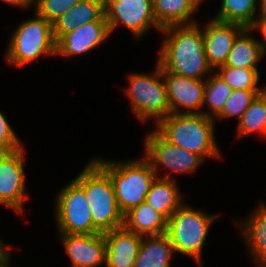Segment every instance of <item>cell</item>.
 Here are the masks:
<instances>
[{
    "label": "cell",
    "mask_w": 266,
    "mask_h": 267,
    "mask_svg": "<svg viewBox=\"0 0 266 267\" xmlns=\"http://www.w3.org/2000/svg\"><path fill=\"white\" fill-rule=\"evenodd\" d=\"M198 23L170 25L162 28L165 35L157 63L166 71L188 78L205 80L213 69L207 62L203 32Z\"/></svg>",
    "instance_id": "1"
},
{
    "label": "cell",
    "mask_w": 266,
    "mask_h": 267,
    "mask_svg": "<svg viewBox=\"0 0 266 267\" xmlns=\"http://www.w3.org/2000/svg\"><path fill=\"white\" fill-rule=\"evenodd\" d=\"M167 141L206 158H220L216 143L215 120L201 114L170 113L155 128Z\"/></svg>",
    "instance_id": "2"
},
{
    "label": "cell",
    "mask_w": 266,
    "mask_h": 267,
    "mask_svg": "<svg viewBox=\"0 0 266 267\" xmlns=\"http://www.w3.org/2000/svg\"><path fill=\"white\" fill-rule=\"evenodd\" d=\"M74 181L85 191L93 226L100 233L123 226L124 215L118 207L110 176L93 159Z\"/></svg>",
    "instance_id": "3"
},
{
    "label": "cell",
    "mask_w": 266,
    "mask_h": 267,
    "mask_svg": "<svg viewBox=\"0 0 266 267\" xmlns=\"http://www.w3.org/2000/svg\"><path fill=\"white\" fill-rule=\"evenodd\" d=\"M92 159L110 176L117 204L123 215L145 201L157 177L150 161L145 156L141 160L124 163L101 157Z\"/></svg>",
    "instance_id": "4"
},
{
    "label": "cell",
    "mask_w": 266,
    "mask_h": 267,
    "mask_svg": "<svg viewBox=\"0 0 266 267\" xmlns=\"http://www.w3.org/2000/svg\"><path fill=\"white\" fill-rule=\"evenodd\" d=\"M221 214H207L183 203L168 219L166 234L175 252L193 258L202 266V250L210 227Z\"/></svg>",
    "instance_id": "5"
},
{
    "label": "cell",
    "mask_w": 266,
    "mask_h": 267,
    "mask_svg": "<svg viewBox=\"0 0 266 267\" xmlns=\"http://www.w3.org/2000/svg\"><path fill=\"white\" fill-rule=\"evenodd\" d=\"M153 73H130L125 93L131 110L141 123L154 119L157 124L170 114L162 67L157 63Z\"/></svg>",
    "instance_id": "6"
},
{
    "label": "cell",
    "mask_w": 266,
    "mask_h": 267,
    "mask_svg": "<svg viewBox=\"0 0 266 267\" xmlns=\"http://www.w3.org/2000/svg\"><path fill=\"white\" fill-rule=\"evenodd\" d=\"M34 16L23 21L9 39L6 60L11 66H24L40 56L56 54L52 24L36 12Z\"/></svg>",
    "instance_id": "7"
},
{
    "label": "cell",
    "mask_w": 266,
    "mask_h": 267,
    "mask_svg": "<svg viewBox=\"0 0 266 267\" xmlns=\"http://www.w3.org/2000/svg\"><path fill=\"white\" fill-rule=\"evenodd\" d=\"M55 218L60 233H100L94 226L85 191L72 180L55 198Z\"/></svg>",
    "instance_id": "8"
},
{
    "label": "cell",
    "mask_w": 266,
    "mask_h": 267,
    "mask_svg": "<svg viewBox=\"0 0 266 267\" xmlns=\"http://www.w3.org/2000/svg\"><path fill=\"white\" fill-rule=\"evenodd\" d=\"M104 11L111 34L121 25L138 40L152 26L159 33L162 30L155 20L153 0H104Z\"/></svg>",
    "instance_id": "9"
},
{
    "label": "cell",
    "mask_w": 266,
    "mask_h": 267,
    "mask_svg": "<svg viewBox=\"0 0 266 267\" xmlns=\"http://www.w3.org/2000/svg\"><path fill=\"white\" fill-rule=\"evenodd\" d=\"M144 152V156L150 161L157 177L161 167L167 169L168 172L191 174L204 161L199 155L171 144L156 129L146 135Z\"/></svg>",
    "instance_id": "10"
},
{
    "label": "cell",
    "mask_w": 266,
    "mask_h": 267,
    "mask_svg": "<svg viewBox=\"0 0 266 267\" xmlns=\"http://www.w3.org/2000/svg\"><path fill=\"white\" fill-rule=\"evenodd\" d=\"M24 154V146L0 154V204L17 213L24 211L23 203L29 199L26 193Z\"/></svg>",
    "instance_id": "11"
},
{
    "label": "cell",
    "mask_w": 266,
    "mask_h": 267,
    "mask_svg": "<svg viewBox=\"0 0 266 267\" xmlns=\"http://www.w3.org/2000/svg\"><path fill=\"white\" fill-rule=\"evenodd\" d=\"M162 74L166 85L170 113L201 114L205 80L180 76L163 68Z\"/></svg>",
    "instance_id": "12"
},
{
    "label": "cell",
    "mask_w": 266,
    "mask_h": 267,
    "mask_svg": "<svg viewBox=\"0 0 266 267\" xmlns=\"http://www.w3.org/2000/svg\"><path fill=\"white\" fill-rule=\"evenodd\" d=\"M201 28L206 59L214 72L218 67L225 65L237 36L245 28L239 24L221 22L213 18Z\"/></svg>",
    "instance_id": "13"
},
{
    "label": "cell",
    "mask_w": 266,
    "mask_h": 267,
    "mask_svg": "<svg viewBox=\"0 0 266 267\" xmlns=\"http://www.w3.org/2000/svg\"><path fill=\"white\" fill-rule=\"evenodd\" d=\"M71 267L105 266L106 240L103 233H60Z\"/></svg>",
    "instance_id": "14"
},
{
    "label": "cell",
    "mask_w": 266,
    "mask_h": 267,
    "mask_svg": "<svg viewBox=\"0 0 266 267\" xmlns=\"http://www.w3.org/2000/svg\"><path fill=\"white\" fill-rule=\"evenodd\" d=\"M106 20H96L82 24L75 30L63 35L56 42V56L73 57L88 53L97 48L110 35Z\"/></svg>",
    "instance_id": "15"
},
{
    "label": "cell",
    "mask_w": 266,
    "mask_h": 267,
    "mask_svg": "<svg viewBox=\"0 0 266 267\" xmlns=\"http://www.w3.org/2000/svg\"><path fill=\"white\" fill-rule=\"evenodd\" d=\"M105 267H134L143 236L124 226L104 233Z\"/></svg>",
    "instance_id": "16"
},
{
    "label": "cell",
    "mask_w": 266,
    "mask_h": 267,
    "mask_svg": "<svg viewBox=\"0 0 266 267\" xmlns=\"http://www.w3.org/2000/svg\"><path fill=\"white\" fill-rule=\"evenodd\" d=\"M96 20H106L104 0H80L52 23L55 42L82 24Z\"/></svg>",
    "instance_id": "17"
},
{
    "label": "cell",
    "mask_w": 266,
    "mask_h": 267,
    "mask_svg": "<svg viewBox=\"0 0 266 267\" xmlns=\"http://www.w3.org/2000/svg\"><path fill=\"white\" fill-rule=\"evenodd\" d=\"M238 226L252 261L258 267H266V210L259 204L244 221L238 222Z\"/></svg>",
    "instance_id": "18"
},
{
    "label": "cell",
    "mask_w": 266,
    "mask_h": 267,
    "mask_svg": "<svg viewBox=\"0 0 266 267\" xmlns=\"http://www.w3.org/2000/svg\"><path fill=\"white\" fill-rule=\"evenodd\" d=\"M170 175L156 177L145 197V202L167 219L184 203L177 181Z\"/></svg>",
    "instance_id": "19"
},
{
    "label": "cell",
    "mask_w": 266,
    "mask_h": 267,
    "mask_svg": "<svg viewBox=\"0 0 266 267\" xmlns=\"http://www.w3.org/2000/svg\"><path fill=\"white\" fill-rule=\"evenodd\" d=\"M253 31V28H245L237 36L225 62L226 66L259 69L258 63L265 57L264 40L254 38Z\"/></svg>",
    "instance_id": "20"
},
{
    "label": "cell",
    "mask_w": 266,
    "mask_h": 267,
    "mask_svg": "<svg viewBox=\"0 0 266 267\" xmlns=\"http://www.w3.org/2000/svg\"><path fill=\"white\" fill-rule=\"evenodd\" d=\"M168 219L145 201L124 215L123 226L141 236L160 235L167 232Z\"/></svg>",
    "instance_id": "21"
},
{
    "label": "cell",
    "mask_w": 266,
    "mask_h": 267,
    "mask_svg": "<svg viewBox=\"0 0 266 267\" xmlns=\"http://www.w3.org/2000/svg\"><path fill=\"white\" fill-rule=\"evenodd\" d=\"M204 0H153L155 20L161 28L197 23L191 16ZM191 17V18H190Z\"/></svg>",
    "instance_id": "22"
},
{
    "label": "cell",
    "mask_w": 266,
    "mask_h": 267,
    "mask_svg": "<svg viewBox=\"0 0 266 267\" xmlns=\"http://www.w3.org/2000/svg\"><path fill=\"white\" fill-rule=\"evenodd\" d=\"M175 253L166 233L143 236L134 267H170Z\"/></svg>",
    "instance_id": "23"
},
{
    "label": "cell",
    "mask_w": 266,
    "mask_h": 267,
    "mask_svg": "<svg viewBox=\"0 0 266 267\" xmlns=\"http://www.w3.org/2000/svg\"><path fill=\"white\" fill-rule=\"evenodd\" d=\"M221 6L213 19L253 28L259 11V0H221ZM258 5V6H257ZM258 7V9H257Z\"/></svg>",
    "instance_id": "24"
},
{
    "label": "cell",
    "mask_w": 266,
    "mask_h": 267,
    "mask_svg": "<svg viewBox=\"0 0 266 267\" xmlns=\"http://www.w3.org/2000/svg\"><path fill=\"white\" fill-rule=\"evenodd\" d=\"M237 126V138L253 133L266 136V89L251 102L238 120Z\"/></svg>",
    "instance_id": "25"
},
{
    "label": "cell",
    "mask_w": 266,
    "mask_h": 267,
    "mask_svg": "<svg viewBox=\"0 0 266 267\" xmlns=\"http://www.w3.org/2000/svg\"><path fill=\"white\" fill-rule=\"evenodd\" d=\"M205 79L203 109L206 105V111H202V114L215 118L224 107V104L228 100V97L232 94L233 88L229 86L215 71L211 73Z\"/></svg>",
    "instance_id": "26"
},
{
    "label": "cell",
    "mask_w": 266,
    "mask_h": 267,
    "mask_svg": "<svg viewBox=\"0 0 266 267\" xmlns=\"http://www.w3.org/2000/svg\"><path fill=\"white\" fill-rule=\"evenodd\" d=\"M215 72L220 76L233 90L237 89H266V86L258 87L260 72L255 69L237 68L231 66H220Z\"/></svg>",
    "instance_id": "27"
},
{
    "label": "cell",
    "mask_w": 266,
    "mask_h": 267,
    "mask_svg": "<svg viewBox=\"0 0 266 267\" xmlns=\"http://www.w3.org/2000/svg\"><path fill=\"white\" fill-rule=\"evenodd\" d=\"M265 89H237L233 90L232 94L224 104L223 110L214 118V120H223V118H236L239 120L244 111L249 107L256 96L262 93Z\"/></svg>",
    "instance_id": "28"
},
{
    "label": "cell",
    "mask_w": 266,
    "mask_h": 267,
    "mask_svg": "<svg viewBox=\"0 0 266 267\" xmlns=\"http://www.w3.org/2000/svg\"><path fill=\"white\" fill-rule=\"evenodd\" d=\"M80 0H33L35 12L51 24Z\"/></svg>",
    "instance_id": "29"
},
{
    "label": "cell",
    "mask_w": 266,
    "mask_h": 267,
    "mask_svg": "<svg viewBox=\"0 0 266 267\" xmlns=\"http://www.w3.org/2000/svg\"><path fill=\"white\" fill-rule=\"evenodd\" d=\"M17 133L0 111V154L9 153L21 148L23 145Z\"/></svg>",
    "instance_id": "30"
},
{
    "label": "cell",
    "mask_w": 266,
    "mask_h": 267,
    "mask_svg": "<svg viewBox=\"0 0 266 267\" xmlns=\"http://www.w3.org/2000/svg\"><path fill=\"white\" fill-rule=\"evenodd\" d=\"M253 29L257 32L260 30L261 36L266 33V5H259L258 18Z\"/></svg>",
    "instance_id": "31"
},
{
    "label": "cell",
    "mask_w": 266,
    "mask_h": 267,
    "mask_svg": "<svg viewBox=\"0 0 266 267\" xmlns=\"http://www.w3.org/2000/svg\"><path fill=\"white\" fill-rule=\"evenodd\" d=\"M9 246H7L2 240H0V267L5 266L12 257L10 255Z\"/></svg>",
    "instance_id": "32"
},
{
    "label": "cell",
    "mask_w": 266,
    "mask_h": 267,
    "mask_svg": "<svg viewBox=\"0 0 266 267\" xmlns=\"http://www.w3.org/2000/svg\"><path fill=\"white\" fill-rule=\"evenodd\" d=\"M4 3L6 2L9 5L20 8H28L33 5V0H1ZM31 5V6H30Z\"/></svg>",
    "instance_id": "33"
},
{
    "label": "cell",
    "mask_w": 266,
    "mask_h": 267,
    "mask_svg": "<svg viewBox=\"0 0 266 267\" xmlns=\"http://www.w3.org/2000/svg\"><path fill=\"white\" fill-rule=\"evenodd\" d=\"M261 37L264 40V49H265V55H266V33L263 36H261Z\"/></svg>",
    "instance_id": "34"
},
{
    "label": "cell",
    "mask_w": 266,
    "mask_h": 267,
    "mask_svg": "<svg viewBox=\"0 0 266 267\" xmlns=\"http://www.w3.org/2000/svg\"><path fill=\"white\" fill-rule=\"evenodd\" d=\"M259 5H266V0H259Z\"/></svg>",
    "instance_id": "35"
},
{
    "label": "cell",
    "mask_w": 266,
    "mask_h": 267,
    "mask_svg": "<svg viewBox=\"0 0 266 267\" xmlns=\"http://www.w3.org/2000/svg\"><path fill=\"white\" fill-rule=\"evenodd\" d=\"M260 205L266 210V204L261 202Z\"/></svg>",
    "instance_id": "36"
},
{
    "label": "cell",
    "mask_w": 266,
    "mask_h": 267,
    "mask_svg": "<svg viewBox=\"0 0 266 267\" xmlns=\"http://www.w3.org/2000/svg\"><path fill=\"white\" fill-rule=\"evenodd\" d=\"M3 267H11V261H9L5 266Z\"/></svg>",
    "instance_id": "37"
}]
</instances>
